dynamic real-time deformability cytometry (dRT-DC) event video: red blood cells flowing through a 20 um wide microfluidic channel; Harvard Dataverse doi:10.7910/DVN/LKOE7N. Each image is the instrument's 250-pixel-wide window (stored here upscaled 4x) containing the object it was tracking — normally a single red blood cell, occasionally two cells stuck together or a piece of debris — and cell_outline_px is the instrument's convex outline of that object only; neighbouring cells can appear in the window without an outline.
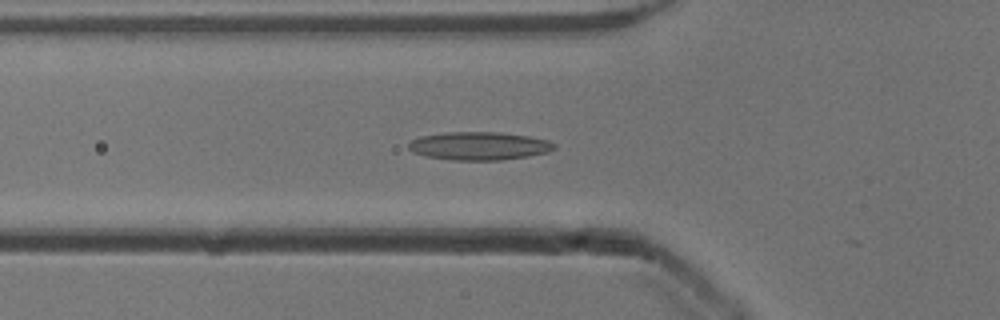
{"species": "common noctule bat (a hibernating species)", "species_latin": "Nyctalus noctula", "temperature_condition": "cold", "stored_images_in_passage": 4, "camera_frame_rate_fps": 3000, "um_per_image_px": 0.085, "animal": {"sex": "male", "body_mass_g": 13.3}, "frame": {"image": 1, "passage_image": 3, "time_ms": 0.667, "image_size_px": [1000, 320], "cell_outline_px": [[556, 148], [548, 152], [528, 156], [500, 160], [452, 160], [424, 156], [412, 152], [408, 148], [408, 144], [412, 140], [420, 136], [444, 132], [500, 132], [528, 136], [548, 140], [556, 144]], "centroid_in_image_um": [40.71, 12.4], "position_along_channel_um": 85.1, "area_um2": 24.04}}